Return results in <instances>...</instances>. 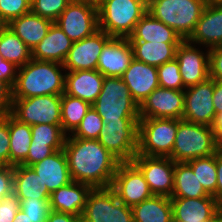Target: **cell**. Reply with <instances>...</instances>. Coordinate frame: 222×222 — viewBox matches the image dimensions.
<instances>
[{"label":"cell","instance_id":"6da1fadb","mask_svg":"<svg viewBox=\"0 0 222 222\" xmlns=\"http://www.w3.org/2000/svg\"><path fill=\"white\" fill-rule=\"evenodd\" d=\"M72 181L92 188L111 187L120 161L98 140L66 137L64 148Z\"/></svg>","mask_w":222,"mask_h":222},{"label":"cell","instance_id":"7a4b0ae2","mask_svg":"<svg viewBox=\"0 0 222 222\" xmlns=\"http://www.w3.org/2000/svg\"><path fill=\"white\" fill-rule=\"evenodd\" d=\"M62 70L65 68L61 63L31 59L18 68L12 98L62 95L65 92V73Z\"/></svg>","mask_w":222,"mask_h":222},{"label":"cell","instance_id":"3957f363","mask_svg":"<svg viewBox=\"0 0 222 222\" xmlns=\"http://www.w3.org/2000/svg\"><path fill=\"white\" fill-rule=\"evenodd\" d=\"M220 148L211 126L178 119V130L169 158L174 162H188L215 154Z\"/></svg>","mask_w":222,"mask_h":222},{"label":"cell","instance_id":"277c9868","mask_svg":"<svg viewBox=\"0 0 222 222\" xmlns=\"http://www.w3.org/2000/svg\"><path fill=\"white\" fill-rule=\"evenodd\" d=\"M99 30L110 37L128 38L148 12L140 0H97Z\"/></svg>","mask_w":222,"mask_h":222},{"label":"cell","instance_id":"5b68a950","mask_svg":"<svg viewBox=\"0 0 222 222\" xmlns=\"http://www.w3.org/2000/svg\"><path fill=\"white\" fill-rule=\"evenodd\" d=\"M205 6L204 0H152L147 11L172 28L183 40H187Z\"/></svg>","mask_w":222,"mask_h":222},{"label":"cell","instance_id":"8992f818","mask_svg":"<svg viewBox=\"0 0 222 222\" xmlns=\"http://www.w3.org/2000/svg\"><path fill=\"white\" fill-rule=\"evenodd\" d=\"M92 107L104 124L119 119H140L139 105L121 77H104L102 90Z\"/></svg>","mask_w":222,"mask_h":222},{"label":"cell","instance_id":"52a82bcc","mask_svg":"<svg viewBox=\"0 0 222 222\" xmlns=\"http://www.w3.org/2000/svg\"><path fill=\"white\" fill-rule=\"evenodd\" d=\"M178 130V119L140 118L137 154L169 157Z\"/></svg>","mask_w":222,"mask_h":222},{"label":"cell","instance_id":"ba28073f","mask_svg":"<svg viewBox=\"0 0 222 222\" xmlns=\"http://www.w3.org/2000/svg\"><path fill=\"white\" fill-rule=\"evenodd\" d=\"M72 42L99 30L97 0H72L54 22Z\"/></svg>","mask_w":222,"mask_h":222},{"label":"cell","instance_id":"9c48e42d","mask_svg":"<svg viewBox=\"0 0 222 222\" xmlns=\"http://www.w3.org/2000/svg\"><path fill=\"white\" fill-rule=\"evenodd\" d=\"M81 222H133L132 208L122 203L111 187L92 188Z\"/></svg>","mask_w":222,"mask_h":222},{"label":"cell","instance_id":"30bf717a","mask_svg":"<svg viewBox=\"0 0 222 222\" xmlns=\"http://www.w3.org/2000/svg\"><path fill=\"white\" fill-rule=\"evenodd\" d=\"M139 119H119L104 124L98 141L120 162H131L138 149Z\"/></svg>","mask_w":222,"mask_h":222},{"label":"cell","instance_id":"8fae6325","mask_svg":"<svg viewBox=\"0 0 222 222\" xmlns=\"http://www.w3.org/2000/svg\"><path fill=\"white\" fill-rule=\"evenodd\" d=\"M11 114L20 122L61 125V95L12 98Z\"/></svg>","mask_w":222,"mask_h":222},{"label":"cell","instance_id":"7c38bea8","mask_svg":"<svg viewBox=\"0 0 222 222\" xmlns=\"http://www.w3.org/2000/svg\"><path fill=\"white\" fill-rule=\"evenodd\" d=\"M111 188L117 198L131 208L153 196L143 173L132 161L120 162Z\"/></svg>","mask_w":222,"mask_h":222},{"label":"cell","instance_id":"4fadbf2b","mask_svg":"<svg viewBox=\"0 0 222 222\" xmlns=\"http://www.w3.org/2000/svg\"><path fill=\"white\" fill-rule=\"evenodd\" d=\"M214 80H207L184 90L182 119L188 122L213 126L216 113L213 104Z\"/></svg>","mask_w":222,"mask_h":222},{"label":"cell","instance_id":"5bb4252c","mask_svg":"<svg viewBox=\"0 0 222 222\" xmlns=\"http://www.w3.org/2000/svg\"><path fill=\"white\" fill-rule=\"evenodd\" d=\"M132 162L141 170L153 195L171 198L175 162L169 157L136 154Z\"/></svg>","mask_w":222,"mask_h":222},{"label":"cell","instance_id":"9a60e30c","mask_svg":"<svg viewBox=\"0 0 222 222\" xmlns=\"http://www.w3.org/2000/svg\"><path fill=\"white\" fill-rule=\"evenodd\" d=\"M184 90L157 87L139 106L140 118L182 119Z\"/></svg>","mask_w":222,"mask_h":222},{"label":"cell","instance_id":"2e32d148","mask_svg":"<svg viewBox=\"0 0 222 222\" xmlns=\"http://www.w3.org/2000/svg\"><path fill=\"white\" fill-rule=\"evenodd\" d=\"M111 38L104 31L98 30L89 37L73 42L72 48L63 63L65 71L97 70L101 51Z\"/></svg>","mask_w":222,"mask_h":222},{"label":"cell","instance_id":"e0dca14e","mask_svg":"<svg viewBox=\"0 0 222 222\" xmlns=\"http://www.w3.org/2000/svg\"><path fill=\"white\" fill-rule=\"evenodd\" d=\"M198 49L187 40L177 47L175 59L178 61L185 88L197 85L209 78V48L206 53Z\"/></svg>","mask_w":222,"mask_h":222},{"label":"cell","instance_id":"ac0fdd59","mask_svg":"<svg viewBox=\"0 0 222 222\" xmlns=\"http://www.w3.org/2000/svg\"><path fill=\"white\" fill-rule=\"evenodd\" d=\"M134 59L128 38L112 37L103 47L97 70L104 77H122Z\"/></svg>","mask_w":222,"mask_h":222},{"label":"cell","instance_id":"d6986e66","mask_svg":"<svg viewBox=\"0 0 222 222\" xmlns=\"http://www.w3.org/2000/svg\"><path fill=\"white\" fill-rule=\"evenodd\" d=\"M173 222H208L222 205L213 197H171Z\"/></svg>","mask_w":222,"mask_h":222},{"label":"cell","instance_id":"ffe728a7","mask_svg":"<svg viewBox=\"0 0 222 222\" xmlns=\"http://www.w3.org/2000/svg\"><path fill=\"white\" fill-rule=\"evenodd\" d=\"M187 41L209 49L222 45V3L206 4Z\"/></svg>","mask_w":222,"mask_h":222},{"label":"cell","instance_id":"44dd1931","mask_svg":"<svg viewBox=\"0 0 222 222\" xmlns=\"http://www.w3.org/2000/svg\"><path fill=\"white\" fill-rule=\"evenodd\" d=\"M133 100L140 106L159 87L157 67L133 59L121 77Z\"/></svg>","mask_w":222,"mask_h":222},{"label":"cell","instance_id":"7402d4cb","mask_svg":"<svg viewBox=\"0 0 222 222\" xmlns=\"http://www.w3.org/2000/svg\"><path fill=\"white\" fill-rule=\"evenodd\" d=\"M30 167L40 176L50 193L72 181L63 149L55 151Z\"/></svg>","mask_w":222,"mask_h":222},{"label":"cell","instance_id":"603a6c76","mask_svg":"<svg viewBox=\"0 0 222 222\" xmlns=\"http://www.w3.org/2000/svg\"><path fill=\"white\" fill-rule=\"evenodd\" d=\"M104 76L98 70L65 72V94L90 103L97 99L102 90Z\"/></svg>","mask_w":222,"mask_h":222},{"label":"cell","instance_id":"cb8c5ba5","mask_svg":"<svg viewBox=\"0 0 222 222\" xmlns=\"http://www.w3.org/2000/svg\"><path fill=\"white\" fill-rule=\"evenodd\" d=\"M91 190L92 187L88 184L71 181L51 193L49 199L51 210L81 217Z\"/></svg>","mask_w":222,"mask_h":222},{"label":"cell","instance_id":"d4e9b609","mask_svg":"<svg viewBox=\"0 0 222 222\" xmlns=\"http://www.w3.org/2000/svg\"><path fill=\"white\" fill-rule=\"evenodd\" d=\"M73 42L53 23L44 39L31 50L32 59L63 64Z\"/></svg>","mask_w":222,"mask_h":222},{"label":"cell","instance_id":"484cf974","mask_svg":"<svg viewBox=\"0 0 222 222\" xmlns=\"http://www.w3.org/2000/svg\"><path fill=\"white\" fill-rule=\"evenodd\" d=\"M130 42L182 43L184 40L169 26L148 12L135 25Z\"/></svg>","mask_w":222,"mask_h":222},{"label":"cell","instance_id":"4316f807","mask_svg":"<svg viewBox=\"0 0 222 222\" xmlns=\"http://www.w3.org/2000/svg\"><path fill=\"white\" fill-rule=\"evenodd\" d=\"M53 23L30 11L11 20L8 27L32 50L44 39Z\"/></svg>","mask_w":222,"mask_h":222},{"label":"cell","instance_id":"83f0119b","mask_svg":"<svg viewBox=\"0 0 222 222\" xmlns=\"http://www.w3.org/2000/svg\"><path fill=\"white\" fill-rule=\"evenodd\" d=\"M13 193L20 201L27 198L50 199L51 193L40 176L28 166H13Z\"/></svg>","mask_w":222,"mask_h":222},{"label":"cell","instance_id":"f1b7e54d","mask_svg":"<svg viewBox=\"0 0 222 222\" xmlns=\"http://www.w3.org/2000/svg\"><path fill=\"white\" fill-rule=\"evenodd\" d=\"M133 222H173L171 199L153 195L132 207Z\"/></svg>","mask_w":222,"mask_h":222},{"label":"cell","instance_id":"f546056e","mask_svg":"<svg viewBox=\"0 0 222 222\" xmlns=\"http://www.w3.org/2000/svg\"><path fill=\"white\" fill-rule=\"evenodd\" d=\"M130 44L135 60L159 67L175 59L177 47L181 43L130 42Z\"/></svg>","mask_w":222,"mask_h":222},{"label":"cell","instance_id":"4dcf8cb0","mask_svg":"<svg viewBox=\"0 0 222 222\" xmlns=\"http://www.w3.org/2000/svg\"><path fill=\"white\" fill-rule=\"evenodd\" d=\"M10 154L9 166L21 165L27 158L32 141L31 126L9 114Z\"/></svg>","mask_w":222,"mask_h":222},{"label":"cell","instance_id":"1f68e13d","mask_svg":"<svg viewBox=\"0 0 222 222\" xmlns=\"http://www.w3.org/2000/svg\"><path fill=\"white\" fill-rule=\"evenodd\" d=\"M210 196L186 162H175L174 188L171 197L202 198Z\"/></svg>","mask_w":222,"mask_h":222},{"label":"cell","instance_id":"d6a6232c","mask_svg":"<svg viewBox=\"0 0 222 222\" xmlns=\"http://www.w3.org/2000/svg\"><path fill=\"white\" fill-rule=\"evenodd\" d=\"M0 55L18 68L32 59L29 47L9 27L0 34Z\"/></svg>","mask_w":222,"mask_h":222},{"label":"cell","instance_id":"836d02e7","mask_svg":"<svg viewBox=\"0 0 222 222\" xmlns=\"http://www.w3.org/2000/svg\"><path fill=\"white\" fill-rule=\"evenodd\" d=\"M92 105L80 98L67 95H61V127L69 135L72 133Z\"/></svg>","mask_w":222,"mask_h":222},{"label":"cell","instance_id":"e575fe53","mask_svg":"<svg viewBox=\"0 0 222 222\" xmlns=\"http://www.w3.org/2000/svg\"><path fill=\"white\" fill-rule=\"evenodd\" d=\"M202 184L204 190L216 199L217 170L216 153L186 162Z\"/></svg>","mask_w":222,"mask_h":222},{"label":"cell","instance_id":"d590c367","mask_svg":"<svg viewBox=\"0 0 222 222\" xmlns=\"http://www.w3.org/2000/svg\"><path fill=\"white\" fill-rule=\"evenodd\" d=\"M32 141L34 143L47 144L54 151L64 148L67 134L61 125L35 124L31 126Z\"/></svg>","mask_w":222,"mask_h":222},{"label":"cell","instance_id":"8d00e7d4","mask_svg":"<svg viewBox=\"0 0 222 222\" xmlns=\"http://www.w3.org/2000/svg\"><path fill=\"white\" fill-rule=\"evenodd\" d=\"M104 123L101 116L91 106L88 112L77 128L71 133L72 137L81 139H94L97 140L100 130L103 128Z\"/></svg>","mask_w":222,"mask_h":222},{"label":"cell","instance_id":"74e56055","mask_svg":"<svg viewBox=\"0 0 222 222\" xmlns=\"http://www.w3.org/2000/svg\"><path fill=\"white\" fill-rule=\"evenodd\" d=\"M159 87L185 90L178 61L176 59L171 60L157 67Z\"/></svg>","mask_w":222,"mask_h":222},{"label":"cell","instance_id":"f35d334b","mask_svg":"<svg viewBox=\"0 0 222 222\" xmlns=\"http://www.w3.org/2000/svg\"><path fill=\"white\" fill-rule=\"evenodd\" d=\"M72 0H31V12L55 22Z\"/></svg>","mask_w":222,"mask_h":222},{"label":"cell","instance_id":"ab89813d","mask_svg":"<svg viewBox=\"0 0 222 222\" xmlns=\"http://www.w3.org/2000/svg\"><path fill=\"white\" fill-rule=\"evenodd\" d=\"M20 209L31 222H46L51 211L49 199L27 198L20 201Z\"/></svg>","mask_w":222,"mask_h":222},{"label":"cell","instance_id":"60d3db41","mask_svg":"<svg viewBox=\"0 0 222 222\" xmlns=\"http://www.w3.org/2000/svg\"><path fill=\"white\" fill-rule=\"evenodd\" d=\"M31 0H0V12L8 23L31 11Z\"/></svg>","mask_w":222,"mask_h":222},{"label":"cell","instance_id":"b9f144b4","mask_svg":"<svg viewBox=\"0 0 222 222\" xmlns=\"http://www.w3.org/2000/svg\"><path fill=\"white\" fill-rule=\"evenodd\" d=\"M10 134L9 114L0 117V165L9 166Z\"/></svg>","mask_w":222,"mask_h":222},{"label":"cell","instance_id":"7bdbcfd3","mask_svg":"<svg viewBox=\"0 0 222 222\" xmlns=\"http://www.w3.org/2000/svg\"><path fill=\"white\" fill-rule=\"evenodd\" d=\"M20 209V200L12 193L0 200V222H13Z\"/></svg>","mask_w":222,"mask_h":222},{"label":"cell","instance_id":"ee69618b","mask_svg":"<svg viewBox=\"0 0 222 222\" xmlns=\"http://www.w3.org/2000/svg\"><path fill=\"white\" fill-rule=\"evenodd\" d=\"M54 152L55 151L47 144L31 142L27 158L21 165L30 167L31 165L42 161L45 157L50 156Z\"/></svg>","mask_w":222,"mask_h":222},{"label":"cell","instance_id":"f6af8a7d","mask_svg":"<svg viewBox=\"0 0 222 222\" xmlns=\"http://www.w3.org/2000/svg\"><path fill=\"white\" fill-rule=\"evenodd\" d=\"M209 77L222 81V45L209 49Z\"/></svg>","mask_w":222,"mask_h":222},{"label":"cell","instance_id":"bcb514c9","mask_svg":"<svg viewBox=\"0 0 222 222\" xmlns=\"http://www.w3.org/2000/svg\"><path fill=\"white\" fill-rule=\"evenodd\" d=\"M13 193V166L0 165V200Z\"/></svg>","mask_w":222,"mask_h":222},{"label":"cell","instance_id":"7dc6e473","mask_svg":"<svg viewBox=\"0 0 222 222\" xmlns=\"http://www.w3.org/2000/svg\"><path fill=\"white\" fill-rule=\"evenodd\" d=\"M18 67L9 62L0 55V80L6 82L11 88L15 85L17 79Z\"/></svg>","mask_w":222,"mask_h":222},{"label":"cell","instance_id":"c3c4849f","mask_svg":"<svg viewBox=\"0 0 222 222\" xmlns=\"http://www.w3.org/2000/svg\"><path fill=\"white\" fill-rule=\"evenodd\" d=\"M12 102V88L3 80H0V117L11 113Z\"/></svg>","mask_w":222,"mask_h":222},{"label":"cell","instance_id":"681fc988","mask_svg":"<svg viewBox=\"0 0 222 222\" xmlns=\"http://www.w3.org/2000/svg\"><path fill=\"white\" fill-rule=\"evenodd\" d=\"M217 188L216 200L222 205V147L216 152Z\"/></svg>","mask_w":222,"mask_h":222},{"label":"cell","instance_id":"f907efd6","mask_svg":"<svg viewBox=\"0 0 222 222\" xmlns=\"http://www.w3.org/2000/svg\"><path fill=\"white\" fill-rule=\"evenodd\" d=\"M46 222H81V217L51 210Z\"/></svg>","mask_w":222,"mask_h":222},{"label":"cell","instance_id":"816d5d0a","mask_svg":"<svg viewBox=\"0 0 222 222\" xmlns=\"http://www.w3.org/2000/svg\"><path fill=\"white\" fill-rule=\"evenodd\" d=\"M213 104L216 115L222 113V81L214 80Z\"/></svg>","mask_w":222,"mask_h":222},{"label":"cell","instance_id":"f5cc1de1","mask_svg":"<svg viewBox=\"0 0 222 222\" xmlns=\"http://www.w3.org/2000/svg\"><path fill=\"white\" fill-rule=\"evenodd\" d=\"M212 128L216 134L219 145L222 147V113L216 115Z\"/></svg>","mask_w":222,"mask_h":222},{"label":"cell","instance_id":"db71d44e","mask_svg":"<svg viewBox=\"0 0 222 222\" xmlns=\"http://www.w3.org/2000/svg\"><path fill=\"white\" fill-rule=\"evenodd\" d=\"M13 222H31L27 215L19 209L17 212Z\"/></svg>","mask_w":222,"mask_h":222},{"label":"cell","instance_id":"11a10c76","mask_svg":"<svg viewBox=\"0 0 222 222\" xmlns=\"http://www.w3.org/2000/svg\"><path fill=\"white\" fill-rule=\"evenodd\" d=\"M8 21L3 17L2 13L0 12V34L8 28Z\"/></svg>","mask_w":222,"mask_h":222},{"label":"cell","instance_id":"9f6ffc18","mask_svg":"<svg viewBox=\"0 0 222 222\" xmlns=\"http://www.w3.org/2000/svg\"><path fill=\"white\" fill-rule=\"evenodd\" d=\"M208 222H222V208Z\"/></svg>","mask_w":222,"mask_h":222},{"label":"cell","instance_id":"6f0895ef","mask_svg":"<svg viewBox=\"0 0 222 222\" xmlns=\"http://www.w3.org/2000/svg\"><path fill=\"white\" fill-rule=\"evenodd\" d=\"M206 4H219L222 0H204Z\"/></svg>","mask_w":222,"mask_h":222},{"label":"cell","instance_id":"680465c9","mask_svg":"<svg viewBox=\"0 0 222 222\" xmlns=\"http://www.w3.org/2000/svg\"><path fill=\"white\" fill-rule=\"evenodd\" d=\"M140 1H142L144 4L148 6L152 0H140Z\"/></svg>","mask_w":222,"mask_h":222}]
</instances>
